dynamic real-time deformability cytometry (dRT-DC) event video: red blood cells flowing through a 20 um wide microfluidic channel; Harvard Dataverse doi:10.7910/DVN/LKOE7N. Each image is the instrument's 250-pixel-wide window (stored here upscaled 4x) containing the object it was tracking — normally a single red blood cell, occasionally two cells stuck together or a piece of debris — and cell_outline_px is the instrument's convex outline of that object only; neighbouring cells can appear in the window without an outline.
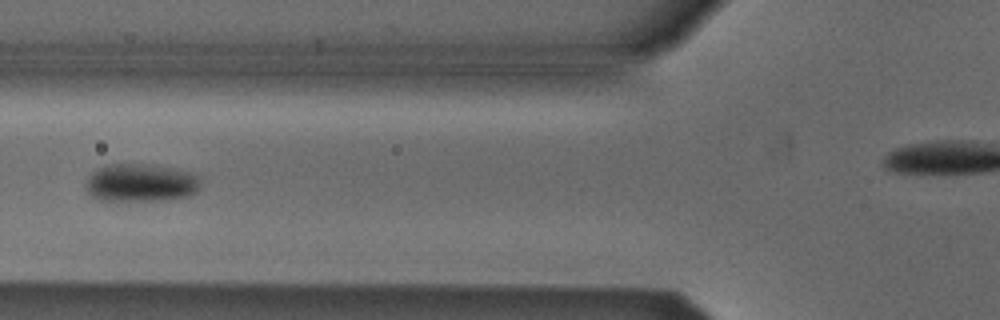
{"species": "Egyptian fruit bat (a non-hibernating species)", "species_latin": "Rousettus aegyptiacus", "temperature_condition": "cold", "stored_images_in_passage": 6, "segment_of_instrument_passage": [1, 2], "camera_frame_rate_fps": 3000, "um_per_image_px": 0.085, "animal": {"sex": "male"}, "frame": {"image": 1, "passage_image": 5, "time_ms": 4.667, "image_size_px": [1000, 320], "cell_outline_px": [[200, 188], [196, 192], [188, 196], [168, 200], [100, 200], [92, 196], [88, 192], [88, 176], [96, 168], [108, 164], [148, 164], [176, 168], [200, 176]], "centroid_in_image_um": [12.01, 15.53], "position_along_channel_um": 113.8, "area_um2": 25.49}}